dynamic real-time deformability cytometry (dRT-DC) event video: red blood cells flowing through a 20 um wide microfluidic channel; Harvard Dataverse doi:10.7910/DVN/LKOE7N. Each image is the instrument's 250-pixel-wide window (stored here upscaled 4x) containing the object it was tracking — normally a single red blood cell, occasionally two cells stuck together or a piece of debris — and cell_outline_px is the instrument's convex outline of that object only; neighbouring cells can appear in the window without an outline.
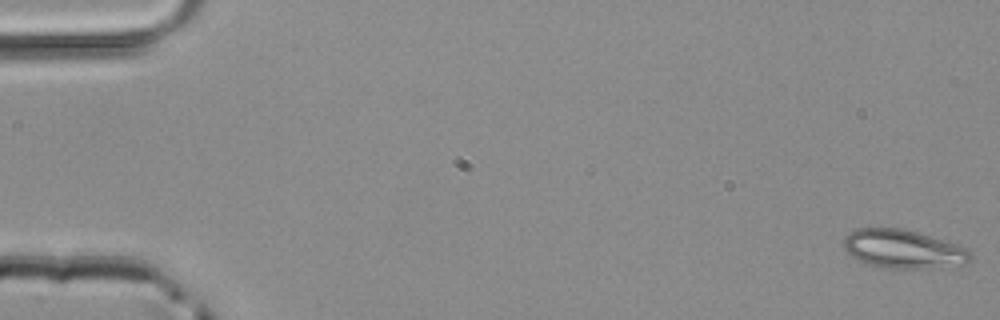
{"species": "common noctule bat (a hibernating species)", "species_latin": "Nyctalus noctula", "temperature_condition": "room temperature", "stored_images_in_passage": 50, "camera_frame_rate_fps": 3000, "um_per_image_px": 0.085, "animal": {"sex": "male", "body_mass_g": 20.4}, "frame": {"image": 1, "passage_image": 1, "time_ms": 0.0, "image_size_px": [1000, 320], "cell_outline_px": [[972, 260], [968, 264], [916, 268], [880, 268], [868, 264], [852, 256], [844, 248], [844, 236], [856, 228], [900, 228], [916, 232], [968, 248], [972, 252]], "centroid_in_image_um": [76.78, 21.17], "position_along_channel_um": 8.2, "area_um2": 28.32}}
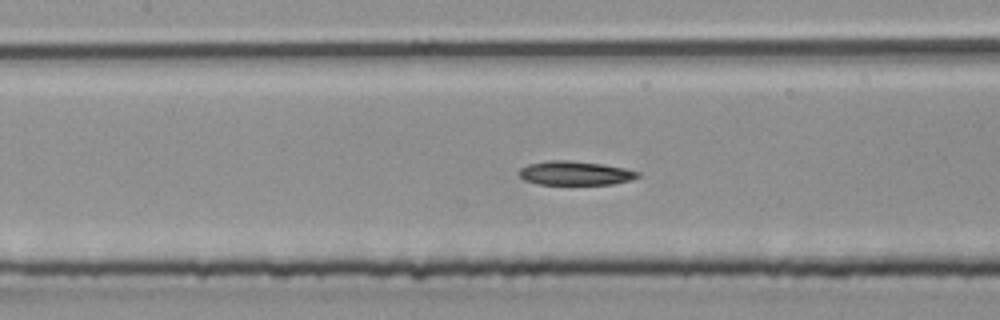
{"frame": {"image": 2, "passage_image": 23, "time_ms": 7.333, "image_size_px": [1000, 320], "cell_outline_px": [[640, 176], [632, 180], [612, 184], [540, 184], [524, 180], [516, 172], [520, 168], [528, 164], [548, 160], [568, 160], [604, 164], [624, 168], [640, 172]], "centroid_in_image_um": [48.88, 14.71], "position_along_channel_um": 158.5, "area_um2": 16.7}}
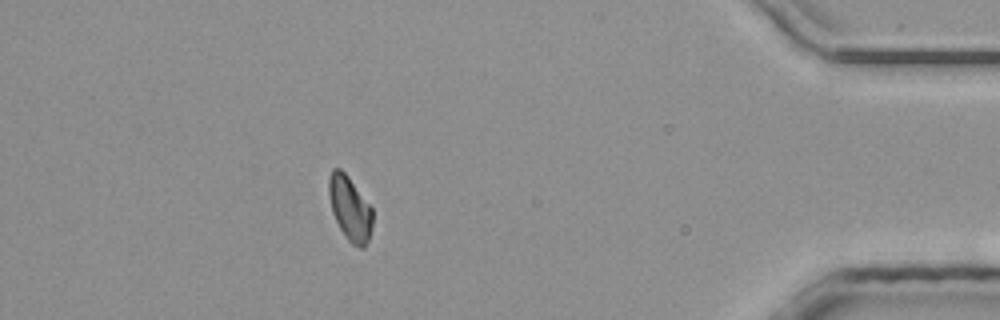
{"frame": {"image": 3, "passage_image": 44, "time_ms": 14.333, "image_size_px": [1000, 320], "cell_outline_px": [[372, 228], [368, 240], [364, 248], [360, 248], [352, 244], [348, 240], [340, 228], [332, 212], [328, 196], [328, 176], [332, 168], [340, 168], [348, 176], [372, 208]], "centroid_in_image_um": [29.72, 17.7], "position_along_channel_um": 405.5, "area_um2": 16.42}}